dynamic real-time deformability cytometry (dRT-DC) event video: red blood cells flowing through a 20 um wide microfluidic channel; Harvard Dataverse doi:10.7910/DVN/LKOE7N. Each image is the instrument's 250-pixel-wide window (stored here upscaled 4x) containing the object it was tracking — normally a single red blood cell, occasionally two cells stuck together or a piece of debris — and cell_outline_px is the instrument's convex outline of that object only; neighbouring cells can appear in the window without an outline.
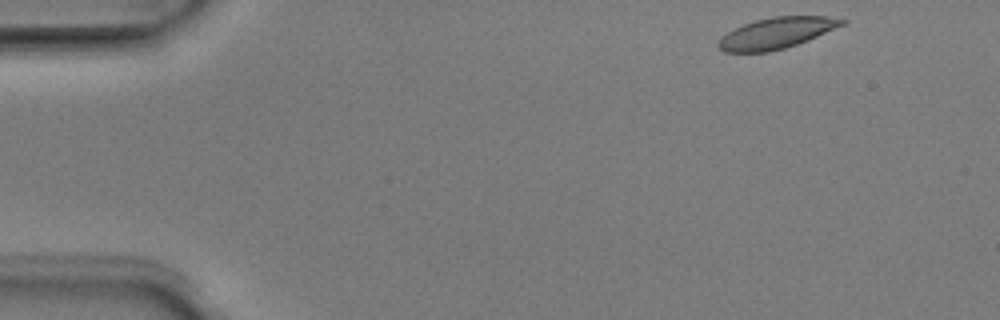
{"species": "Egyptian fruit bat (a non-hibernating species)", "species_latin": "Rousettus aegyptiacus", "temperature_condition": "room temperature", "stored_images_in_passage": 7, "camera_frame_rate_fps": 3000, "um_per_image_px": 0.085, "animal": {"sex": "male"}, "frame": {"image": 1, "passage_image": 1, "time_ms": 0.0, "image_size_px": [1000, 320], "cell_outline_px": [[848, 20], [844, 24], [808, 40], [784, 48], [768, 52], [724, 52], [716, 44], [728, 32], [744, 24], [756, 20], [772, 16], [828, 16]], "centroid_in_image_um": [66.01, 2.8], "position_along_channel_um": 19.0, "area_um2": 22.08}}
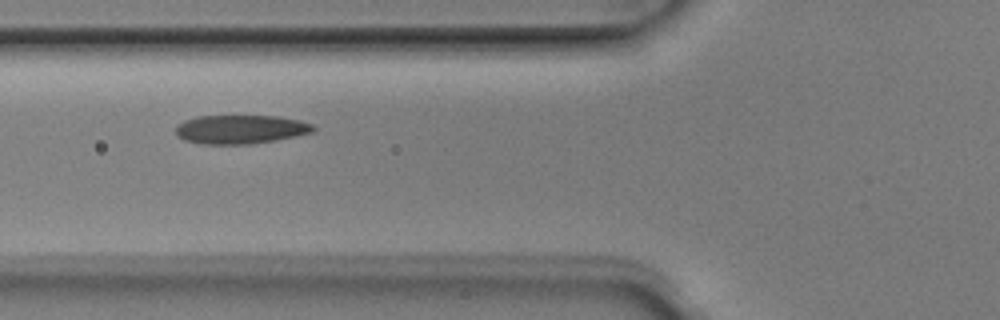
{"frame": {"image": 2, "passage_image": 5, "time_ms": 1.333, "image_size_px": [1000, 320], "cell_outline_px": [[316, 128], [312, 132], [296, 136], [276, 140], [252, 144], [200, 144], [184, 140], [176, 136], [176, 124], [184, 120], [196, 116], [280, 116], [300, 120], [312, 124]], "centroid_in_image_um": [20.42, 10.99], "position_along_channel_um": 105.4, "area_um2": 23.35}}
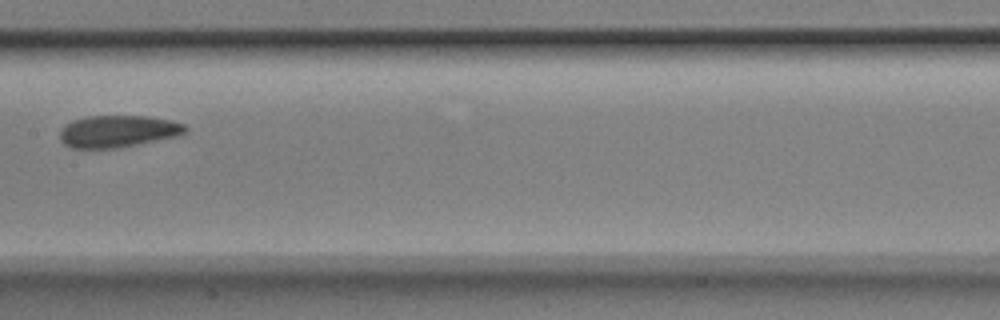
{"frame": {"image": 3, "passage_image": 7, "time_ms": 2.0, "image_size_px": [1000, 320], "cell_outline_px": [[188, 132], [176, 136], [116, 148], [72, 148], [64, 144], [60, 140], [60, 128], [64, 124], [72, 120], [88, 116], [148, 116], [172, 120], [184, 124], [188, 128]], "centroid_in_image_um": [10.0, 11.15], "position_along_channel_um": 197.4, "area_um2": 23.47}}